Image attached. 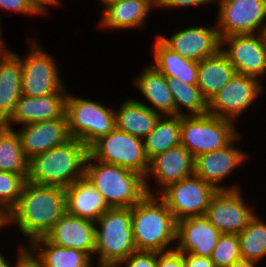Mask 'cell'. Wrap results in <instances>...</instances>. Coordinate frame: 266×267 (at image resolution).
Here are the masks:
<instances>
[{
	"label": "cell",
	"mask_w": 266,
	"mask_h": 267,
	"mask_svg": "<svg viewBox=\"0 0 266 267\" xmlns=\"http://www.w3.org/2000/svg\"><path fill=\"white\" fill-rule=\"evenodd\" d=\"M66 212V193L60 186L26 181L16 205L8 212V228L16 226L28 246L44 237ZM26 240V241H25Z\"/></svg>",
	"instance_id": "6da1fadb"
},
{
	"label": "cell",
	"mask_w": 266,
	"mask_h": 267,
	"mask_svg": "<svg viewBox=\"0 0 266 267\" xmlns=\"http://www.w3.org/2000/svg\"><path fill=\"white\" fill-rule=\"evenodd\" d=\"M88 155L89 148L80 140L71 138L29 159L27 180L66 188L84 177Z\"/></svg>",
	"instance_id": "7a4b0ae2"
},
{
	"label": "cell",
	"mask_w": 266,
	"mask_h": 267,
	"mask_svg": "<svg viewBox=\"0 0 266 267\" xmlns=\"http://www.w3.org/2000/svg\"><path fill=\"white\" fill-rule=\"evenodd\" d=\"M131 224L137 251L175 249L177 220L158 195L147 194L131 207Z\"/></svg>",
	"instance_id": "3957f363"
},
{
	"label": "cell",
	"mask_w": 266,
	"mask_h": 267,
	"mask_svg": "<svg viewBox=\"0 0 266 267\" xmlns=\"http://www.w3.org/2000/svg\"><path fill=\"white\" fill-rule=\"evenodd\" d=\"M110 208H131L146 195L145 177L130 169L88 155L85 175Z\"/></svg>",
	"instance_id": "277c9868"
},
{
	"label": "cell",
	"mask_w": 266,
	"mask_h": 267,
	"mask_svg": "<svg viewBox=\"0 0 266 267\" xmlns=\"http://www.w3.org/2000/svg\"><path fill=\"white\" fill-rule=\"evenodd\" d=\"M135 251L131 208H110L95 221L94 262L117 266Z\"/></svg>",
	"instance_id": "5b68a950"
},
{
	"label": "cell",
	"mask_w": 266,
	"mask_h": 267,
	"mask_svg": "<svg viewBox=\"0 0 266 267\" xmlns=\"http://www.w3.org/2000/svg\"><path fill=\"white\" fill-rule=\"evenodd\" d=\"M27 41V53L21 56L11 51L20 59L22 66L21 93L30 97H43L62 90L66 84L60 71V64L51 50L42 48L37 38ZM55 58V59H54Z\"/></svg>",
	"instance_id": "8992f818"
},
{
	"label": "cell",
	"mask_w": 266,
	"mask_h": 267,
	"mask_svg": "<svg viewBox=\"0 0 266 267\" xmlns=\"http://www.w3.org/2000/svg\"><path fill=\"white\" fill-rule=\"evenodd\" d=\"M113 108L106 107L101 100L79 97L68 90L65 114L71 137L89 148L116 127Z\"/></svg>",
	"instance_id": "52a82bcc"
},
{
	"label": "cell",
	"mask_w": 266,
	"mask_h": 267,
	"mask_svg": "<svg viewBox=\"0 0 266 267\" xmlns=\"http://www.w3.org/2000/svg\"><path fill=\"white\" fill-rule=\"evenodd\" d=\"M235 121L203 115L181 116V144L194 156L216 151L230 144L241 132Z\"/></svg>",
	"instance_id": "ba28073f"
},
{
	"label": "cell",
	"mask_w": 266,
	"mask_h": 267,
	"mask_svg": "<svg viewBox=\"0 0 266 267\" xmlns=\"http://www.w3.org/2000/svg\"><path fill=\"white\" fill-rule=\"evenodd\" d=\"M89 155L95 160L122 166L144 177L148 173L149 160L143 139L116 127L89 147Z\"/></svg>",
	"instance_id": "9c48e42d"
},
{
	"label": "cell",
	"mask_w": 266,
	"mask_h": 267,
	"mask_svg": "<svg viewBox=\"0 0 266 267\" xmlns=\"http://www.w3.org/2000/svg\"><path fill=\"white\" fill-rule=\"evenodd\" d=\"M214 5L221 38L266 33V0H215Z\"/></svg>",
	"instance_id": "30bf717a"
},
{
	"label": "cell",
	"mask_w": 266,
	"mask_h": 267,
	"mask_svg": "<svg viewBox=\"0 0 266 267\" xmlns=\"http://www.w3.org/2000/svg\"><path fill=\"white\" fill-rule=\"evenodd\" d=\"M264 89V84L257 78L236 73L208 102L207 113L238 123L244 117L243 113L251 110L249 108L262 93L264 95Z\"/></svg>",
	"instance_id": "8fae6325"
},
{
	"label": "cell",
	"mask_w": 266,
	"mask_h": 267,
	"mask_svg": "<svg viewBox=\"0 0 266 267\" xmlns=\"http://www.w3.org/2000/svg\"><path fill=\"white\" fill-rule=\"evenodd\" d=\"M241 138L244 139L242 132L226 147L196 156L194 174L216 190L243 188L237 182L234 185L224 182L230 179L229 177L235 173V170L244 166L248 159L251 160L250 154L237 146Z\"/></svg>",
	"instance_id": "7c38bea8"
},
{
	"label": "cell",
	"mask_w": 266,
	"mask_h": 267,
	"mask_svg": "<svg viewBox=\"0 0 266 267\" xmlns=\"http://www.w3.org/2000/svg\"><path fill=\"white\" fill-rule=\"evenodd\" d=\"M217 190L195 174L170 184L158 196L178 221L205 215L210 199Z\"/></svg>",
	"instance_id": "4fadbf2b"
},
{
	"label": "cell",
	"mask_w": 266,
	"mask_h": 267,
	"mask_svg": "<svg viewBox=\"0 0 266 267\" xmlns=\"http://www.w3.org/2000/svg\"><path fill=\"white\" fill-rule=\"evenodd\" d=\"M241 190H217L210 199L204 216L222 234H240L257 213Z\"/></svg>",
	"instance_id": "5bb4252c"
},
{
	"label": "cell",
	"mask_w": 266,
	"mask_h": 267,
	"mask_svg": "<svg viewBox=\"0 0 266 267\" xmlns=\"http://www.w3.org/2000/svg\"><path fill=\"white\" fill-rule=\"evenodd\" d=\"M221 51L235 72L266 79V33L231 35L221 38Z\"/></svg>",
	"instance_id": "9a60e30c"
},
{
	"label": "cell",
	"mask_w": 266,
	"mask_h": 267,
	"mask_svg": "<svg viewBox=\"0 0 266 267\" xmlns=\"http://www.w3.org/2000/svg\"><path fill=\"white\" fill-rule=\"evenodd\" d=\"M194 161V156L182 144L153 157L145 176L147 194L159 195L170 184L193 175Z\"/></svg>",
	"instance_id": "2e32d148"
},
{
	"label": "cell",
	"mask_w": 266,
	"mask_h": 267,
	"mask_svg": "<svg viewBox=\"0 0 266 267\" xmlns=\"http://www.w3.org/2000/svg\"><path fill=\"white\" fill-rule=\"evenodd\" d=\"M167 48L183 58L201 61L221 50V37L216 23L181 28L169 36L155 35Z\"/></svg>",
	"instance_id": "e0dca14e"
},
{
	"label": "cell",
	"mask_w": 266,
	"mask_h": 267,
	"mask_svg": "<svg viewBox=\"0 0 266 267\" xmlns=\"http://www.w3.org/2000/svg\"><path fill=\"white\" fill-rule=\"evenodd\" d=\"M65 86L57 93L43 97L21 95L11 116L3 123L14 128L35 122L62 118L66 112V98L69 88ZM15 124V125H14Z\"/></svg>",
	"instance_id": "ac0fdd59"
},
{
	"label": "cell",
	"mask_w": 266,
	"mask_h": 267,
	"mask_svg": "<svg viewBox=\"0 0 266 267\" xmlns=\"http://www.w3.org/2000/svg\"><path fill=\"white\" fill-rule=\"evenodd\" d=\"M97 29L104 31L144 30L150 14L156 9V0H124L102 5Z\"/></svg>",
	"instance_id": "d6986e66"
},
{
	"label": "cell",
	"mask_w": 266,
	"mask_h": 267,
	"mask_svg": "<svg viewBox=\"0 0 266 267\" xmlns=\"http://www.w3.org/2000/svg\"><path fill=\"white\" fill-rule=\"evenodd\" d=\"M14 129L28 159L64 144L72 138L66 114L62 118L21 125L18 129Z\"/></svg>",
	"instance_id": "ffe728a7"
},
{
	"label": "cell",
	"mask_w": 266,
	"mask_h": 267,
	"mask_svg": "<svg viewBox=\"0 0 266 267\" xmlns=\"http://www.w3.org/2000/svg\"><path fill=\"white\" fill-rule=\"evenodd\" d=\"M221 234L204 215L183 218L177 221L175 249L210 258Z\"/></svg>",
	"instance_id": "44dd1931"
},
{
	"label": "cell",
	"mask_w": 266,
	"mask_h": 267,
	"mask_svg": "<svg viewBox=\"0 0 266 267\" xmlns=\"http://www.w3.org/2000/svg\"><path fill=\"white\" fill-rule=\"evenodd\" d=\"M57 246L87 253L94 261L95 222L65 212L44 236Z\"/></svg>",
	"instance_id": "7402d4cb"
},
{
	"label": "cell",
	"mask_w": 266,
	"mask_h": 267,
	"mask_svg": "<svg viewBox=\"0 0 266 267\" xmlns=\"http://www.w3.org/2000/svg\"><path fill=\"white\" fill-rule=\"evenodd\" d=\"M133 78L134 87L136 86L144 99H136L137 101L161 116L175 115L173 95L168 89L167 78L160 71L149 63Z\"/></svg>",
	"instance_id": "603a6c76"
},
{
	"label": "cell",
	"mask_w": 266,
	"mask_h": 267,
	"mask_svg": "<svg viewBox=\"0 0 266 267\" xmlns=\"http://www.w3.org/2000/svg\"><path fill=\"white\" fill-rule=\"evenodd\" d=\"M66 193V212L96 221L110 209L102 194L85 177L64 188Z\"/></svg>",
	"instance_id": "cb8c5ba5"
},
{
	"label": "cell",
	"mask_w": 266,
	"mask_h": 267,
	"mask_svg": "<svg viewBox=\"0 0 266 267\" xmlns=\"http://www.w3.org/2000/svg\"><path fill=\"white\" fill-rule=\"evenodd\" d=\"M152 42L150 62L166 78L178 79L188 85H197L199 62L181 57L167 48L156 36Z\"/></svg>",
	"instance_id": "d4e9b609"
},
{
	"label": "cell",
	"mask_w": 266,
	"mask_h": 267,
	"mask_svg": "<svg viewBox=\"0 0 266 267\" xmlns=\"http://www.w3.org/2000/svg\"><path fill=\"white\" fill-rule=\"evenodd\" d=\"M120 104L114 109L116 128L142 139L154 129L161 116L133 97H126Z\"/></svg>",
	"instance_id": "484cf974"
},
{
	"label": "cell",
	"mask_w": 266,
	"mask_h": 267,
	"mask_svg": "<svg viewBox=\"0 0 266 267\" xmlns=\"http://www.w3.org/2000/svg\"><path fill=\"white\" fill-rule=\"evenodd\" d=\"M27 249L42 267H88L93 262L87 253L57 246L45 237L35 239Z\"/></svg>",
	"instance_id": "4316f807"
},
{
	"label": "cell",
	"mask_w": 266,
	"mask_h": 267,
	"mask_svg": "<svg viewBox=\"0 0 266 267\" xmlns=\"http://www.w3.org/2000/svg\"><path fill=\"white\" fill-rule=\"evenodd\" d=\"M22 66L20 59L10 51L0 58V124L13 113L21 97Z\"/></svg>",
	"instance_id": "83f0119b"
},
{
	"label": "cell",
	"mask_w": 266,
	"mask_h": 267,
	"mask_svg": "<svg viewBox=\"0 0 266 267\" xmlns=\"http://www.w3.org/2000/svg\"><path fill=\"white\" fill-rule=\"evenodd\" d=\"M235 74L234 66L220 50L217 54L199 61L197 86L209 102Z\"/></svg>",
	"instance_id": "f1b7e54d"
},
{
	"label": "cell",
	"mask_w": 266,
	"mask_h": 267,
	"mask_svg": "<svg viewBox=\"0 0 266 267\" xmlns=\"http://www.w3.org/2000/svg\"><path fill=\"white\" fill-rule=\"evenodd\" d=\"M181 116H160L154 129L143 139L144 151L150 161L158 154L181 144Z\"/></svg>",
	"instance_id": "f546056e"
},
{
	"label": "cell",
	"mask_w": 266,
	"mask_h": 267,
	"mask_svg": "<svg viewBox=\"0 0 266 267\" xmlns=\"http://www.w3.org/2000/svg\"><path fill=\"white\" fill-rule=\"evenodd\" d=\"M0 170L24 176L29 174V159L25 156L14 128L0 124Z\"/></svg>",
	"instance_id": "4dcf8cb0"
},
{
	"label": "cell",
	"mask_w": 266,
	"mask_h": 267,
	"mask_svg": "<svg viewBox=\"0 0 266 267\" xmlns=\"http://www.w3.org/2000/svg\"><path fill=\"white\" fill-rule=\"evenodd\" d=\"M167 85L173 95L175 115L191 116L207 113L208 102L197 85H188L174 78H167Z\"/></svg>",
	"instance_id": "1f68e13d"
},
{
	"label": "cell",
	"mask_w": 266,
	"mask_h": 267,
	"mask_svg": "<svg viewBox=\"0 0 266 267\" xmlns=\"http://www.w3.org/2000/svg\"><path fill=\"white\" fill-rule=\"evenodd\" d=\"M264 220L257 212L245 229L238 234L241 258L259 263L266 258V222Z\"/></svg>",
	"instance_id": "d6a6232c"
},
{
	"label": "cell",
	"mask_w": 266,
	"mask_h": 267,
	"mask_svg": "<svg viewBox=\"0 0 266 267\" xmlns=\"http://www.w3.org/2000/svg\"><path fill=\"white\" fill-rule=\"evenodd\" d=\"M26 181L22 175L0 170V207L7 213L19 200Z\"/></svg>",
	"instance_id": "836d02e7"
},
{
	"label": "cell",
	"mask_w": 266,
	"mask_h": 267,
	"mask_svg": "<svg viewBox=\"0 0 266 267\" xmlns=\"http://www.w3.org/2000/svg\"><path fill=\"white\" fill-rule=\"evenodd\" d=\"M210 258L215 267H228L239 260L241 257L238 234H221Z\"/></svg>",
	"instance_id": "e575fe53"
},
{
	"label": "cell",
	"mask_w": 266,
	"mask_h": 267,
	"mask_svg": "<svg viewBox=\"0 0 266 267\" xmlns=\"http://www.w3.org/2000/svg\"><path fill=\"white\" fill-rule=\"evenodd\" d=\"M4 10L6 13L9 12L10 15L13 12L15 14H23L28 17L46 16L31 0H0V14ZM1 20L2 19L0 18V21Z\"/></svg>",
	"instance_id": "d590c367"
},
{
	"label": "cell",
	"mask_w": 266,
	"mask_h": 267,
	"mask_svg": "<svg viewBox=\"0 0 266 267\" xmlns=\"http://www.w3.org/2000/svg\"><path fill=\"white\" fill-rule=\"evenodd\" d=\"M116 267H157V252L135 251Z\"/></svg>",
	"instance_id": "8d00e7d4"
},
{
	"label": "cell",
	"mask_w": 266,
	"mask_h": 267,
	"mask_svg": "<svg viewBox=\"0 0 266 267\" xmlns=\"http://www.w3.org/2000/svg\"><path fill=\"white\" fill-rule=\"evenodd\" d=\"M215 0H156V10L190 9L202 6H214ZM160 8V9H159ZM179 8V9H178Z\"/></svg>",
	"instance_id": "74e56055"
},
{
	"label": "cell",
	"mask_w": 266,
	"mask_h": 267,
	"mask_svg": "<svg viewBox=\"0 0 266 267\" xmlns=\"http://www.w3.org/2000/svg\"><path fill=\"white\" fill-rule=\"evenodd\" d=\"M157 267H185L183 253L177 249L157 252Z\"/></svg>",
	"instance_id": "f35d334b"
},
{
	"label": "cell",
	"mask_w": 266,
	"mask_h": 267,
	"mask_svg": "<svg viewBox=\"0 0 266 267\" xmlns=\"http://www.w3.org/2000/svg\"><path fill=\"white\" fill-rule=\"evenodd\" d=\"M185 267H215L211 258L183 253Z\"/></svg>",
	"instance_id": "ab89813d"
},
{
	"label": "cell",
	"mask_w": 266,
	"mask_h": 267,
	"mask_svg": "<svg viewBox=\"0 0 266 267\" xmlns=\"http://www.w3.org/2000/svg\"><path fill=\"white\" fill-rule=\"evenodd\" d=\"M18 244V248H15L17 249V254L15 255L17 257H14V259L16 258L15 261L9 260V257H6L7 255L0 251V267H15L16 262L28 251L26 245L20 242Z\"/></svg>",
	"instance_id": "60d3db41"
},
{
	"label": "cell",
	"mask_w": 266,
	"mask_h": 267,
	"mask_svg": "<svg viewBox=\"0 0 266 267\" xmlns=\"http://www.w3.org/2000/svg\"><path fill=\"white\" fill-rule=\"evenodd\" d=\"M15 267H42L34 256L27 251L17 262Z\"/></svg>",
	"instance_id": "b9f144b4"
},
{
	"label": "cell",
	"mask_w": 266,
	"mask_h": 267,
	"mask_svg": "<svg viewBox=\"0 0 266 267\" xmlns=\"http://www.w3.org/2000/svg\"><path fill=\"white\" fill-rule=\"evenodd\" d=\"M33 3L45 14L48 16L50 7L60 5L62 2L60 0H31ZM50 5V7H49ZM48 6V7H47ZM49 9V10H48Z\"/></svg>",
	"instance_id": "7bdbcfd3"
},
{
	"label": "cell",
	"mask_w": 266,
	"mask_h": 267,
	"mask_svg": "<svg viewBox=\"0 0 266 267\" xmlns=\"http://www.w3.org/2000/svg\"><path fill=\"white\" fill-rule=\"evenodd\" d=\"M258 265H262V262L260 264L259 262H256V261L240 258L239 260L233 262L228 267H260Z\"/></svg>",
	"instance_id": "ee69618b"
},
{
	"label": "cell",
	"mask_w": 266,
	"mask_h": 267,
	"mask_svg": "<svg viewBox=\"0 0 266 267\" xmlns=\"http://www.w3.org/2000/svg\"><path fill=\"white\" fill-rule=\"evenodd\" d=\"M0 21V58L5 57L11 50L7 47L5 39L3 38V29ZM7 47V48H6Z\"/></svg>",
	"instance_id": "f6af8a7d"
},
{
	"label": "cell",
	"mask_w": 266,
	"mask_h": 267,
	"mask_svg": "<svg viewBox=\"0 0 266 267\" xmlns=\"http://www.w3.org/2000/svg\"><path fill=\"white\" fill-rule=\"evenodd\" d=\"M8 227V213L0 207V230Z\"/></svg>",
	"instance_id": "bcb514c9"
},
{
	"label": "cell",
	"mask_w": 266,
	"mask_h": 267,
	"mask_svg": "<svg viewBox=\"0 0 266 267\" xmlns=\"http://www.w3.org/2000/svg\"><path fill=\"white\" fill-rule=\"evenodd\" d=\"M88 267H116V266L107 263H98L93 261Z\"/></svg>",
	"instance_id": "7dc6e473"
},
{
	"label": "cell",
	"mask_w": 266,
	"mask_h": 267,
	"mask_svg": "<svg viewBox=\"0 0 266 267\" xmlns=\"http://www.w3.org/2000/svg\"><path fill=\"white\" fill-rule=\"evenodd\" d=\"M124 0H99V2H101V5H109L112 3H118V2H122Z\"/></svg>",
	"instance_id": "c3c4849f"
}]
</instances>
